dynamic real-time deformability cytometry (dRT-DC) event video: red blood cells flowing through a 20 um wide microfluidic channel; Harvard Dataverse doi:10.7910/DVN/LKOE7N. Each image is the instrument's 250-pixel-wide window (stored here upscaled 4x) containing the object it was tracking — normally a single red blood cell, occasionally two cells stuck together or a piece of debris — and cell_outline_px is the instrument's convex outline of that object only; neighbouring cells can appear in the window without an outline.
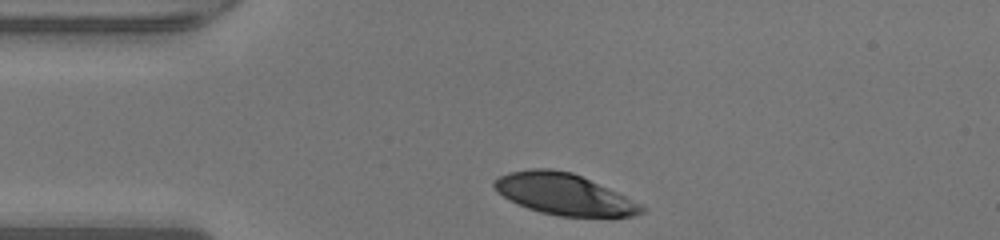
{"species": "human", "species_latin": "Homo sapiens", "temperature_condition": "warm", "stored_images_in_passage": 29, "camera_frame_rate_fps": 3000, "um_per_image_px": 0.085, "donor": {"sex": "male"}, "frame": {"image": 1, "passage_image": 1, "time_ms": 0.0, "image_size_px": [1000, 240], "cell_outline_px": [[648, 208], [644, 212], [636, 216], [560, 216], [540, 212], [528, 208], [504, 196], [492, 184], [500, 176], [508, 172], [532, 168], [552, 168], [572, 172], [644, 204]], "centroid_in_image_um": [48.01, 16.5], "position_along_channel_um": 37.0, "area_um2": 35.14}}
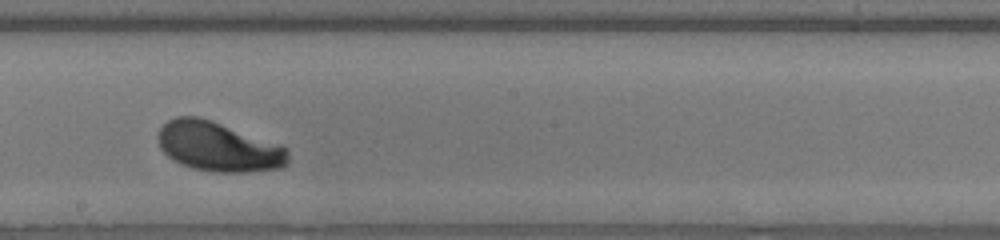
{"frame": {"image": 2, "passage_image": 17, "time_ms": 5.333, "image_size_px": [1000, 240], "cell_outline_px": [[288, 164], [280, 168], [244, 172], [216, 172], [192, 168], [172, 160], [160, 148], [156, 136], [160, 128], [168, 120], [176, 116], [196, 116], [212, 120], [288, 148]], "centroid_in_image_um": [18.52, 12.47], "position_along_channel_um": 229.7, "area_um2": 37.45}}
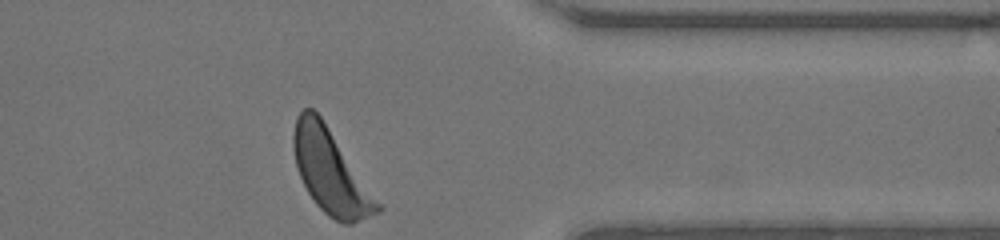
{"frame": {"image": 3, "passage_image": 29, "time_ms": 9.333, "image_size_px": [1000, 240], "cell_outline_px": [[384, 208], [380, 212], [352, 224], [344, 224], [328, 216], [316, 204], [308, 192], [296, 168], [292, 144], [292, 136], [296, 116], [304, 108], [312, 108], [320, 116]], "centroid_in_image_um": [28.08, 14.61], "position_along_channel_um": 383.3, "area_um2": 40.58}, "authors_computed_cell_mechanics": {"area_um2": 37.5122, "velocity_mm_per_s": 4.2273, "shape_relaxation_time_tau1_ms": 3.2427, "shape_relaxation_time_tau2_ms": null, "deformation_change_tau1": 0.2101, "deformation_change_tau2": null}}